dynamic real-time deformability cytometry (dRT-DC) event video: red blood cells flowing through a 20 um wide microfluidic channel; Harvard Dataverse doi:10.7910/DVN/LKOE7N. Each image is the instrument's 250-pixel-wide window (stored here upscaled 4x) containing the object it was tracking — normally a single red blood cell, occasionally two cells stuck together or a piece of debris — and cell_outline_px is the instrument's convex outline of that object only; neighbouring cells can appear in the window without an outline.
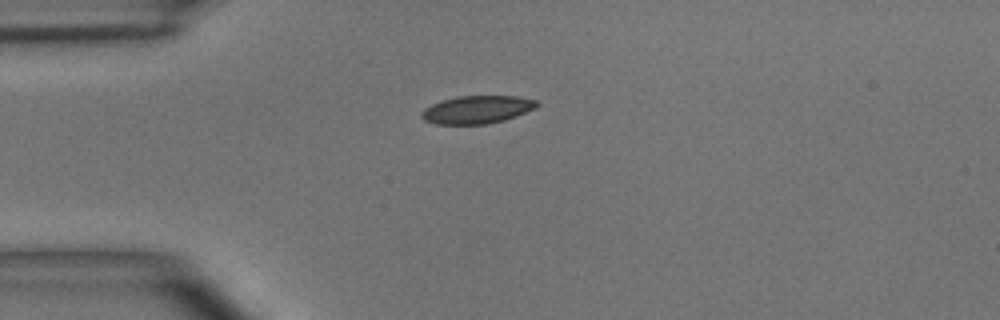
{"species": "common noctule bat (a hibernating species)", "species_latin": "Nyctalus noctula", "temperature_condition": "room temperature", "stored_images_in_passage": 4, "camera_frame_rate_fps": 3000, "um_per_image_px": 0.085, "animal": {"sex": "male", "body_mass_g": 15.6}, "frame": {"image": 1, "passage_image": 1, "time_ms": 0.0, "image_size_px": [1000, 320], "cell_outline_px": [[540, 104], [536, 108], [504, 120], [488, 124], [436, 124], [424, 120], [420, 116], [420, 112], [424, 108], [432, 104], [444, 100], [460, 96], [516, 96], [536, 100]], "centroid_in_image_um": [40.54, 9.32], "position_along_channel_um": 44.5, "area_um2": 18.67}}
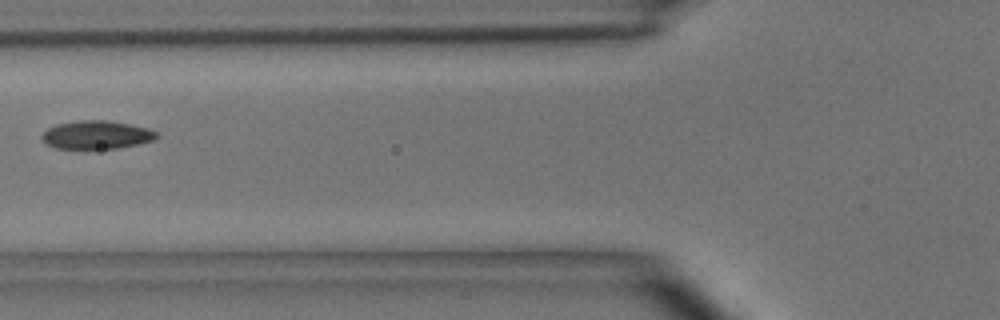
{"frame": {"image": 2, "passage_image": 3, "time_ms": 2.333, "image_size_px": [1000, 320], "cell_outline_px": [[160, 136], [156, 140], [140, 144], [120, 148], [56, 148], [48, 144], [40, 136], [48, 128], [56, 124], [80, 120], [104, 120], [128, 124], [148, 128], [156, 132]], "centroid_in_image_um": [8.25, 11.46], "position_along_channel_um": 117.5, "area_um2": 18.84}}